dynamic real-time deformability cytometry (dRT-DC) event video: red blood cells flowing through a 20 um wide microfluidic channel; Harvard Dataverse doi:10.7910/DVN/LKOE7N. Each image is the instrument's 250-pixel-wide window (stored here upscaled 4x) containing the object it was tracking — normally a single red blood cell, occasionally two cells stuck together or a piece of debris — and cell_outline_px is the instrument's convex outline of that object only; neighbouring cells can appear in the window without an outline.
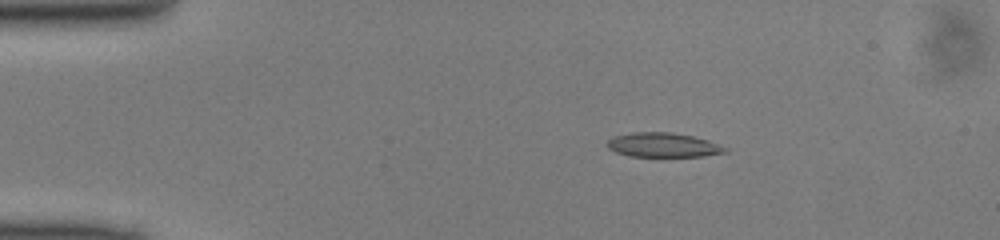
{"species": "common noctule bat (a hibernating species)", "species_latin": "Nyctalus noctula", "temperature_condition": "cold", "stored_images_in_passage": 48, "camera_frame_rate_fps": 3000, "um_per_image_px": 0.085, "animal": {"sex": "male", "body_mass_g": 13.0, "forearm_length_mm": 53.1}, "frame": {"image": 1, "passage_image": 8, "time_ms": 2.333, "image_size_px": [1000, 240], "cell_outline_px": [[728, 152], [704, 156], [628, 156], [616, 152], [608, 148], [608, 140], [612, 136], [632, 132], [672, 132], [692, 136], [708, 140], [728, 148]], "centroid_in_image_um": [56.36, 12.32], "position_along_channel_um": 28.6, "area_um2": 16.76}}
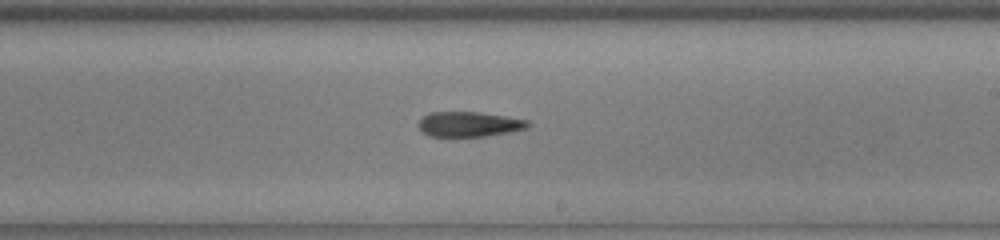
{"frame": {"image": 2, "passage_image": 28, "time_ms": 9.0, "image_size_px": [1000, 240], "cell_outline_px": [[532, 124], [528, 128], [508, 132], [484, 136], [428, 136], [420, 128], [420, 120], [428, 112], [480, 112], [528, 120]], "centroid_in_image_um": [39.91, 10.55], "position_along_channel_um": 249.1, "area_um2": 15.78}}
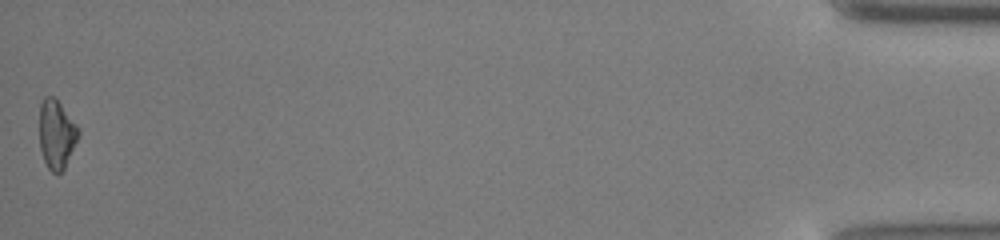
{"frame": {"image": 3, "passage_image": 48, "time_ms": 15.667, "image_size_px": [1000, 240], "cell_outline_px": [[80, 132], [64, 168], [60, 172], [52, 172], [48, 168], [44, 160], [40, 148], [40, 104], [44, 96], [52, 96], [60, 104], [80, 128]], "centroid_in_image_um": [4.8, 11.39], "position_along_channel_um": 430.4, "area_um2": 15.32}}